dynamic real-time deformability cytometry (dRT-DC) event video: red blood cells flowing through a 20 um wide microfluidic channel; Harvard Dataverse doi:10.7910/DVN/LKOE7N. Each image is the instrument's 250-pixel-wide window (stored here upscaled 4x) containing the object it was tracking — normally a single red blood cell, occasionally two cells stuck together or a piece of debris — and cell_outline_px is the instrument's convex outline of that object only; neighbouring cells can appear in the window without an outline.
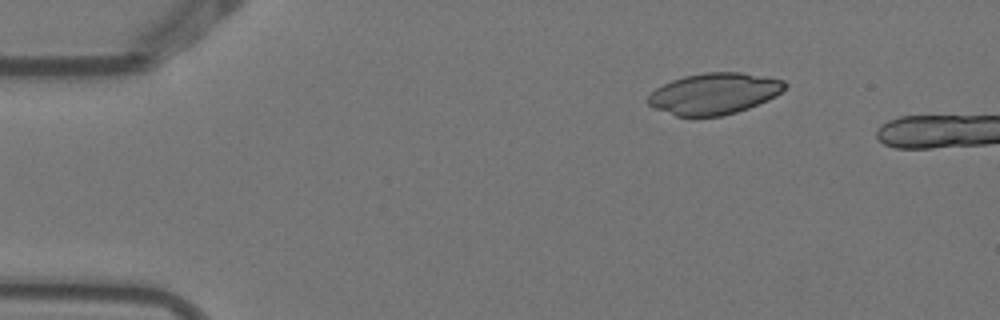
{"species": "Egyptian fruit bat (a non-hibernating species)", "species_latin": "Rousettus aegyptiacus", "temperature_condition": "warm", "stored_images_in_passage": 2, "camera_frame_rate_fps": 3000, "um_per_image_px": 0.085, "animal": {"sex": "female"}, "frame": {"image": 1, "passage_image": 2, "time_ms": 0.333, "image_size_px": [1000, 320], "cell_outline_px": [[788, 84], [776, 96], [768, 100], [748, 108], [736, 112], [720, 116], [676, 116], [652, 108], [648, 104], [648, 96], [656, 88], [672, 80], [684, 76], [704, 72], [740, 72], [784, 80]], "centroid_in_image_um": [60.69, 7.96], "position_along_channel_um": 24.3, "area_um2": 32.83}}